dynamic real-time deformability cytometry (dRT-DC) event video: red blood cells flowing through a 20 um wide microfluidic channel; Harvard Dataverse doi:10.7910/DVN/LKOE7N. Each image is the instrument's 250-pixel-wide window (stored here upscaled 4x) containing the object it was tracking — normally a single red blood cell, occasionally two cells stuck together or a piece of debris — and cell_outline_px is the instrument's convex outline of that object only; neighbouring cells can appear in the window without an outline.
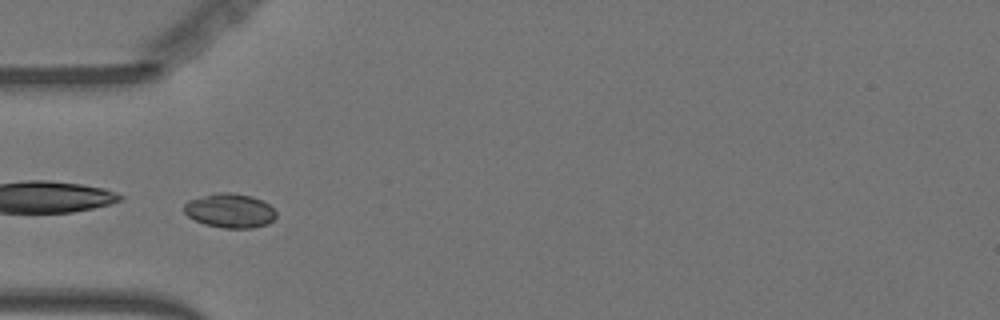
{"species": "Egyptian fruit bat (a non-hibernating species)", "species_latin": "Rousettus aegyptiacus", "temperature_condition": "warm", "stored_images_in_passage": 36, "camera_frame_rate_fps": 3000, "um_per_image_px": 0.085, "animal": {"sex": "female"}, "frame": {"image": 1, "passage_image": 1, "time_ms": 0.0, "image_size_px": [1000, 320], "cell_outline_px": [[276, 216], [268, 224], [252, 228], [224, 228], [204, 224], [188, 216], [184, 212], [184, 204], [188, 200], [220, 192], [232, 192], [252, 196], [268, 204], [276, 212]], "centroid_in_image_um": [19.54, 17.91], "position_along_channel_um": 65.5, "area_um2": 18.26}}
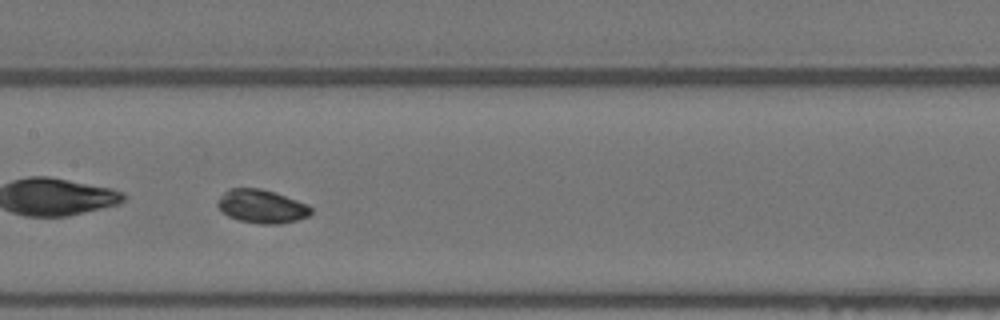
{"frame": {"image": 2, "passage_image": 11, "time_ms": 3.333, "image_size_px": [1000, 320], "cell_outline_px": [[312, 212], [308, 216], [296, 220], [280, 224], [260, 224], [240, 220], [228, 216], [220, 212], [216, 204], [216, 200], [228, 188], [260, 188], [276, 192], [308, 204], [312, 208]], "centroid_in_image_um": [22.22, 17.53], "position_along_channel_um": 185.2, "area_um2": 18.5}, "authors_computed_cell_mechanics": {"area_um2": 18.2648, "velocity_mm_per_s": 3.5848, "shape_relaxation_time_tau1_ms": 4.8452, "shape_relaxation_time_tau2_ms": null, "deformation_change_tau1": 0.0496, "deformation_change_tau2": null}}